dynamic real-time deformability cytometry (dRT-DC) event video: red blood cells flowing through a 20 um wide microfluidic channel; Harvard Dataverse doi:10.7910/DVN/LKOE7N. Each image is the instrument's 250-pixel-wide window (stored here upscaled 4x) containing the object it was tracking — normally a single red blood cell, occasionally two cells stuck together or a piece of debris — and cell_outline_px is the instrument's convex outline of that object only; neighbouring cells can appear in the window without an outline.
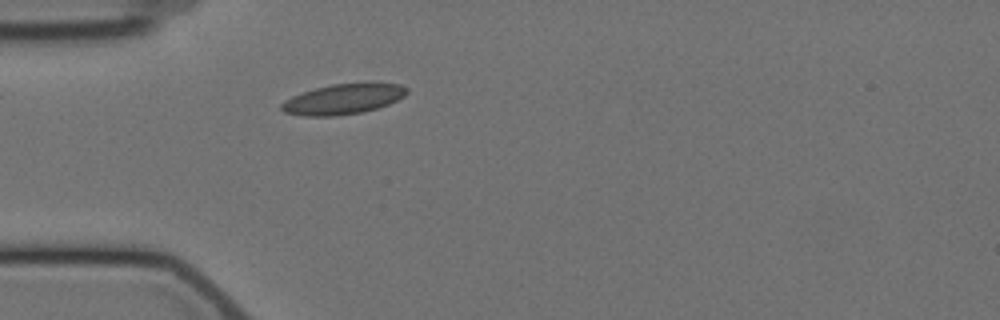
{"species": "Egyptian fruit bat (a non-hibernating species)", "species_latin": "Rousettus aegyptiacus", "temperature_condition": "cold", "stored_images_in_passage": 37, "camera_frame_rate_fps": 3000, "um_per_image_px": 0.085, "animal": {"sex": "female"}, "frame": {"image": 1, "passage_image": 1, "time_ms": 0.0, "image_size_px": [1000, 320], "cell_outline_px": [[408, 92], [404, 96], [388, 104], [364, 112], [336, 116], [304, 116], [284, 112], [280, 108], [280, 104], [284, 100], [292, 96], [316, 88], [332, 84], [368, 80], [372, 80], [400, 84], [408, 88]], "centroid_in_image_um": [29.23, 8.38], "position_along_channel_um": 55.8, "area_um2": 22.83}}
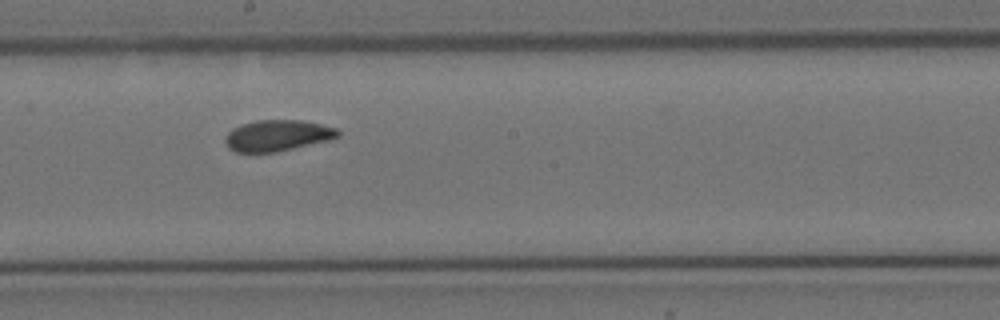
{"frame": {"image": 2, "passage_image": 16, "time_ms": 5.0, "image_size_px": [1000, 320], "cell_outline_px": [[340, 136], [328, 140], [276, 152], [236, 152], [228, 148], [224, 140], [228, 132], [232, 128], [240, 124], [256, 120], [304, 120], [336, 128], [340, 132]], "centroid_in_image_um": [23.56, 11.51], "position_along_channel_um": 224.6, "area_um2": 20.46}}
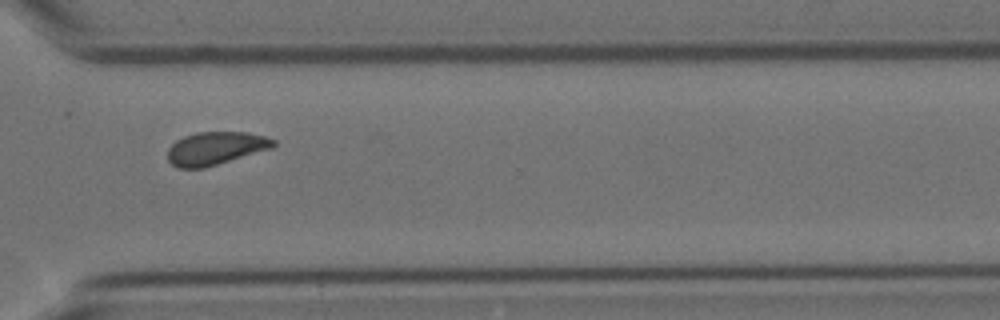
{"frame": {"image": 3, "passage_image": 27, "time_ms": 8.667, "image_size_px": [1000, 320], "cell_outline_px": [[276, 144], [272, 148], [204, 168], [180, 168], [172, 164], [168, 160], [168, 148], [176, 140], [184, 136], [196, 132], [248, 132], [264, 136], [276, 140]], "centroid_in_image_um": [18.32, 12.6], "position_along_channel_um": 352.3, "area_um2": 20.29}, "authors_computed_cell_mechanics": {"area_um2": 20.4034, "velocity_mm_per_s": 3.4947, "shape_relaxation_time_tau1_ms": null, "shape_relaxation_time_tau2_ms": 1.383, "deformation_change_tau1": null, "deformation_change_tau2": 0.0698}}